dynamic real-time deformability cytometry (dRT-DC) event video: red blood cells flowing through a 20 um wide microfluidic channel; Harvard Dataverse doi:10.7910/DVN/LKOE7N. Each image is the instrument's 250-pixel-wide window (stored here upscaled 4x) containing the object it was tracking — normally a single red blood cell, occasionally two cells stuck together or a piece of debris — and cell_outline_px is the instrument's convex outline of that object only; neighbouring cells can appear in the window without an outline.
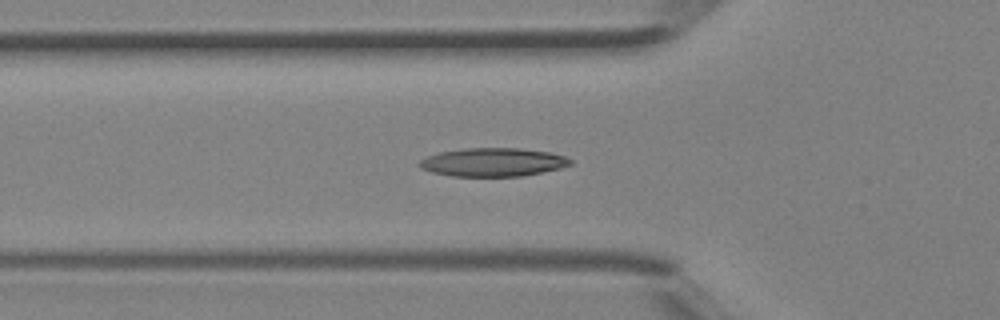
{"species": "Egyptian fruit bat (a non-hibernating species)", "species_latin": "Rousettus aegyptiacus", "temperature_condition": "room temperature", "stored_images_in_passage": 39, "segment_of_instrument_passage": [1, 2], "camera_frame_rate_fps": 3000, "um_per_image_px": 0.085, "animal": {"sex": "female"}, "frame": {"image": 1, "passage_image": 11, "time_ms": 3.333, "image_size_px": [1000, 320], "cell_outline_px": [[572, 164], [560, 168], [524, 176], [452, 176], [432, 172], [420, 168], [420, 160], [428, 156], [440, 152], [464, 148], [520, 148], [548, 152], [564, 156], [572, 160]], "centroid_in_image_um": [41.91, 13.78], "position_along_channel_um": 83.9, "area_um2": 24.91}}
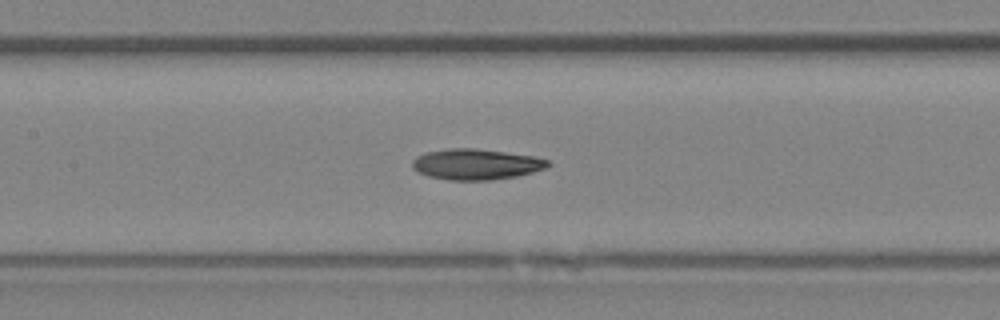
{"frame": {"image": 2, "passage_image": 16, "time_ms": 5.0, "image_size_px": [1000, 320], "cell_outline_px": [[552, 164], [544, 168], [532, 172], [516, 176], [488, 180], [448, 180], [428, 176], [412, 168], [412, 160], [416, 156], [424, 152], [448, 148], [472, 148], [504, 152], [532, 156], [548, 160]], "centroid_in_image_um": [40.42, 13.96], "position_along_channel_um": 167.0, "area_um2": 24.16}}
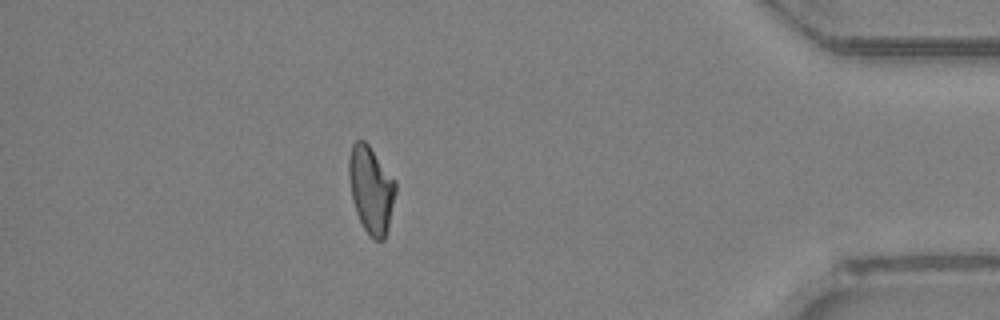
{"frame": {"image": 3, "passage_image": 33, "time_ms": 10.667, "image_size_px": [1000, 320], "cell_outline_px": [[396, 192], [388, 228], [384, 240], [372, 240], [368, 236], [356, 212], [352, 196], [348, 176], [348, 160], [352, 144], [356, 140], [364, 140], [368, 144], [396, 180]], "centroid_in_image_um": [31.54, 16.12], "position_along_channel_um": 403.7, "area_um2": 23.81}}